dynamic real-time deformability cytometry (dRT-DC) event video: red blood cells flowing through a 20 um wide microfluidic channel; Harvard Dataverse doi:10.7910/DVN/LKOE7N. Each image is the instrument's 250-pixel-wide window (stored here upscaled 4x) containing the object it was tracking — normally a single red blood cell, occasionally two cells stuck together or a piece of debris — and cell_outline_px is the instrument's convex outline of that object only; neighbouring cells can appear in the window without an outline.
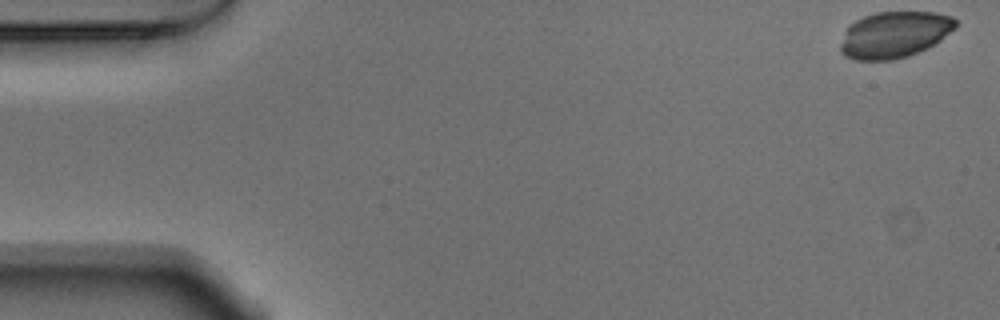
{"species": "Egyptian fruit bat (a non-hibernating species)", "species_latin": "Rousettus aegyptiacus", "temperature_condition": "warm", "stored_images_in_passage": 13, "camera_frame_rate_fps": 3000, "um_per_image_px": 0.085, "animal": {"sex": "male"}, "frame": {"image": 1, "passage_image": 1, "time_ms": 0.0, "image_size_px": [1000, 320], "cell_outline_px": [[956, 28], [940, 40], [928, 48], [908, 56], [892, 60], [856, 60], [844, 56], [840, 52], [840, 44], [844, 32], [856, 20], [864, 16], [876, 12], [936, 12], [952, 16], [956, 20]], "centroid_in_image_um": [76.03, 2.95], "position_along_channel_um": 9.0, "area_um2": 31.21}}
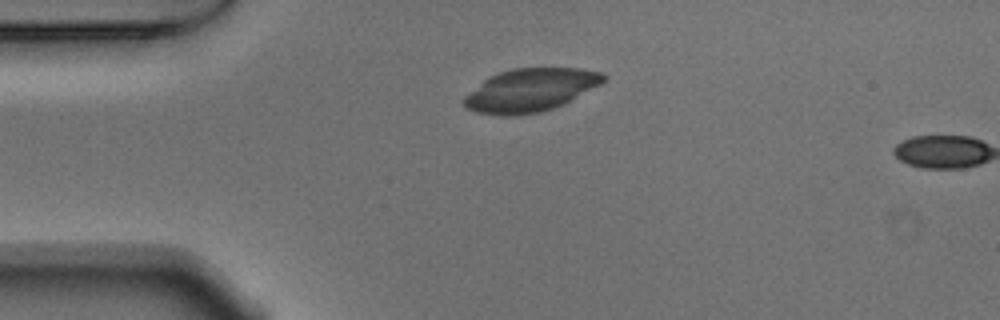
{"frame": {"image": 2, "passage_image": 12, "time_ms": 3.667, "image_size_px": [1000, 320], "cell_outline_px": [[608, 76], [600, 84], [564, 104], [540, 112], [516, 116], [500, 116], [476, 112], [464, 108], [464, 96], [488, 76], [512, 68], [580, 68], [604, 72]], "centroid_in_image_um": [45.07, 7.66], "position_along_channel_um": 39.9, "area_um2": 35.2}}